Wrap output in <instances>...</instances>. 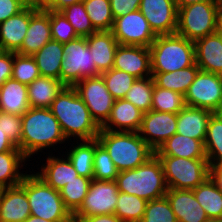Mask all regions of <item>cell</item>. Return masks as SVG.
<instances>
[{
  "label": "cell",
  "mask_w": 222,
  "mask_h": 222,
  "mask_svg": "<svg viewBox=\"0 0 222 222\" xmlns=\"http://www.w3.org/2000/svg\"><path fill=\"white\" fill-rule=\"evenodd\" d=\"M185 106L186 103L184 95L155 85L151 110L177 114Z\"/></svg>",
  "instance_id": "cell-39"
},
{
  "label": "cell",
  "mask_w": 222,
  "mask_h": 222,
  "mask_svg": "<svg viewBox=\"0 0 222 222\" xmlns=\"http://www.w3.org/2000/svg\"><path fill=\"white\" fill-rule=\"evenodd\" d=\"M52 40L50 10H37L31 17L21 48L16 52L33 56L46 43Z\"/></svg>",
  "instance_id": "cell-19"
},
{
  "label": "cell",
  "mask_w": 222,
  "mask_h": 222,
  "mask_svg": "<svg viewBox=\"0 0 222 222\" xmlns=\"http://www.w3.org/2000/svg\"><path fill=\"white\" fill-rule=\"evenodd\" d=\"M79 2H83V0H55L54 3L47 10L61 11L65 7Z\"/></svg>",
  "instance_id": "cell-53"
},
{
  "label": "cell",
  "mask_w": 222,
  "mask_h": 222,
  "mask_svg": "<svg viewBox=\"0 0 222 222\" xmlns=\"http://www.w3.org/2000/svg\"><path fill=\"white\" fill-rule=\"evenodd\" d=\"M39 77L40 73L34 57L14 52L12 79L29 85Z\"/></svg>",
  "instance_id": "cell-43"
},
{
  "label": "cell",
  "mask_w": 222,
  "mask_h": 222,
  "mask_svg": "<svg viewBox=\"0 0 222 222\" xmlns=\"http://www.w3.org/2000/svg\"><path fill=\"white\" fill-rule=\"evenodd\" d=\"M60 12L70 22L79 37H88L97 32L88 17L83 2L67 6Z\"/></svg>",
  "instance_id": "cell-40"
},
{
  "label": "cell",
  "mask_w": 222,
  "mask_h": 222,
  "mask_svg": "<svg viewBox=\"0 0 222 222\" xmlns=\"http://www.w3.org/2000/svg\"><path fill=\"white\" fill-rule=\"evenodd\" d=\"M219 10L218 11H222V0L219 1Z\"/></svg>",
  "instance_id": "cell-61"
},
{
  "label": "cell",
  "mask_w": 222,
  "mask_h": 222,
  "mask_svg": "<svg viewBox=\"0 0 222 222\" xmlns=\"http://www.w3.org/2000/svg\"><path fill=\"white\" fill-rule=\"evenodd\" d=\"M192 191L208 218L222 219V191L210 177Z\"/></svg>",
  "instance_id": "cell-33"
},
{
  "label": "cell",
  "mask_w": 222,
  "mask_h": 222,
  "mask_svg": "<svg viewBox=\"0 0 222 222\" xmlns=\"http://www.w3.org/2000/svg\"><path fill=\"white\" fill-rule=\"evenodd\" d=\"M119 190L116 181L91 180L87 195L73 214V221L92 215L114 214Z\"/></svg>",
  "instance_id": "cell-11"
},
{
  "label": "cell",
  "mask_w": 222,
  "mask_h": 222,
  "mask_svg": "<svg viewBox=\"0 0 222 222\" xmlns=\"http://www.w3.org/2000/svg\"><path fill=\"white\" fill-rule=\"evenodd\" d=\"M217 32L222 35V11L217 14Z\"/></svg>",
  "instance_id": "cell-56"
},
{
  "label": "cell",
  "mask_w": 222,
  "mask_h": 222,
  "mask_svg": "<svg viewBox=\"0 0 222 222\" xmlns=\"http://www.w3.org/2000/svg\"><path fill=\"white\" fill-rule=\"evenodd\" d=\"M50 28L52 40L62 44L79 37L73 26L60 11L50 10Z\"/></svg>",
  "instance_id": "cell-45"
},
{
  "label": "cell",
  "mask_w": 222,
  "mask_h": 222,
  "mask_svg": "<svg viewBox=\"0 0 222 222\" xmlns=\"http://www.w3.org/2000/svg\"><path fill=\"white\" fill-rule=\"evenodd\" d=\"M143 112L131 102L123 99L114 101L110 116L101 126L103 130L138 132L143 119Z\"/></svg>",
  "instance_id": "cell-22"
},
{
  "label": "cell",
  "mask_w": 222,
  "mask_h": 222,
  "mask_svg": "<svg viewBox=\"0 0 222 222\" xmlns=\"http://www.w3.org/2000/svg\"><path fill=\"white\" fill-rule=\"evenodd\" d=\"M97 140L106 149L119 172L135 169L154 155V151L138 132L100 129Z\"/></svg>",
  "instance_id": "cell-4"
},
{
  "label": "cell",
  "mask_w": 222,
  "mask_h": 222,
  "mask_svg": "<svg viewBox=\"0 0 222 222\" xmlns=\"http://www.w3.org/2000/svg\"><path fill=\"white\" fill-rule=\"evenodd\" d=\"M55 0H31V6L37 10H47Z\"/></svg>",
  "instance_id": "cell-55"
},
{
  "label": "cell",
  "mask_w": 222,
  "mask_h": 222,
  "mask_svg": "<svg viewBox=\"0 0 222 222\" xmlns=\"http://www.w3.org/2000/svg\"><path fill=\"white\" fill-rule=\"evenodd\" d=\"M2 189H3V188H0V197H1V195H2Z\"/></svg>",
  "instance_id": "cell-62"
},
{
  "label": "cell",
  "mask_w": 222,
  "mask_h": 222,
  "mask_svg": "<svg viewBox=\"0 0 222 222\" xmlns=\"http://www.w3.org/2000/svg\"><path fill=\"white\" fill-rule=\"evenodd\" d=\"M165 197L178 222H204L208 219L192 190L168 189Z\"/></svg>",
  "instance_id": "cell-20"
},
{
  "label": "cell",
  "mask_w": 222,
  "mask_h": 222,
  "mask_svg": "<svg viewBox=\"0 0 222 222\" xmlns=\"http://www.w3.org/2000/svg\"><path fill=\"white\" fill-rule=\"evenodd\" d=\"M29 172L25 175V192L31 215L51 222H74L60 192L50 187L35 172Z\"/></svg>",
  "instance_id": "cell-6"
},
{
  "label": "cell",
  "mask_w": 222,
  "mask_h": 222,
  "mask_svg": "<svg viewBox=\"0 0 222 222\" xmlns=\"http://www.w3.org/2000/svg\"><path fill=\"white\" fill-rule=\"evenodd\" d=\"M141 0H110L114 19L131 11L139 10Z\"/></svg>",
  "instance_id": "cell-47"
},
{
  "label": "cell",
  "mask_w": 222,
  "mask_h": 222,
  "mask_svg": "<svg viewBox=\"0 0 222 222\" xmlns=\"http://www.w3.org/2000/svg\"><path fill=\"white\" fill-rule=\"evenodd\" d=\"M0 127L6 133L11 143L21 150V132L22 118L21 115L5 113L0 111Z\"/></svg>",
  "instance_id": "cell-46"
},
{
  "label": "cell",
  "mask_w": 222,
  "mask_h": 222,
  "mask_svg": "<svg viewBox=\"0 0 222 222\" xmlns=\"http://www.w3.org/2000/svg\"><path fill=\"white\" fill-rule=\"evenodd\" d=\"M219 5L216 3H195L178 10L176 33L195 42L217 31V14Z\"/></svg>",
  "instance_id": "cell-9"
},
{
  "label": "cell",
  "mask_w": 222,
  "mask_h": 222,
  "mask_svg": "<svg viewBox=\"0 0 222 222\" xmlns=\"http://www.w3.org/2000/svg\"><path fill=\"white\" fill-rule=\"evenodd\" d=\"M177 131V114L150 110L143 114L139 136L155 152Z\"/></svg>",
  "instance_id": "cell-14"
},
{
  "label": "cell",
  "mask_w": 222,
  "mask_h": 222,
  "mask_svg": "<svg viewBox=\"0 0 222 222\" xmlns=\"http://www.w3.org/2000/svg\"><path fill=\"white\" fill-rule=\"evenodd\" d=\"M156 156H174L186 159H207L204 144L197 139L175 133L157 151Z\"/></svg>",
  "instance_id": "cell-26"
},
{
  "label": "cell",
  "mask_w": 222,
  "mask_h": 222,
  "mask_svg": "<svg viewBox=\"0 0 222 222\" xmlns=\"http://www.w3.org/2000/svg\"><path fill=\"white\" fill-rule=\"evenodd\" d=\"M30 215L24 177L19 185L2 189L0 222H24Z\"/></svg>",
  "instance_id": "cell-18"
},
{
  "label": "cell",
  "mask_w": 222,
  "mask_h": 222,
  "mask_svg": "<svg viewBox=\"0 0 222 222\" xmlns=\"http://www.w3.org/2000/svg\"><path fill=\"white\" fill-rule=\"evenodd\" d=\"M61 157L52 156V153L51 155L48 154L46 165L43 164L40 171L36 172L50 187L57 191H60L66 183L79 176L68 157L65 155V158L63 155Z\"/></svg>",
  "instance_id": "cell-25"
},
{
  "label": "cell",
  "mask_w": 222,
  "mask_h": 222,
  "mask_svg": "<svg viewBox=\"0 0 222 222\" xmlns=\"http://www.w3.org/2000/svg\"><path fill=\"white\" fill-rule=\"evenodd\" d=\"M26 5L20 0H0V23L18 14Z\"/></svg>",
  "instance_id": "cell-49"
},
{
  "label": "cell",
  "mask_w": 222,
  "mask_h": 222,
  "mask_svg": "<svg viewBox=\"0 0 222 222\" xmlns=\"http://www.w3.org/2000/svg\"><path fill=\"white\" fill-rule=\"evenodd\" d=\"M37 11L26 6L18 14L0 23V51L17 52L24 41L30 17Z\"/></svg>",
  "instance_id": "cell-17"
},
{
  "label": "cell",
  "mask_w": 222,
  "mask_h": 222,
  "mask_svg": "<svg viewBox=\"0 0 222 222\" xmlns=\"http://www.w3.org/2000/svg\"><path fill=\"white\" fill-rule=\"evenodd\" d=\"M204 149L209 166L222 164V120L215 113L207 124Z\"/></svg>",
  "instance_id": "cell-34"
},
{
  "label": "cell",
  "mask_w": 222,
  "mask_h": 222,
  "mask_svg": "<svg viewBox=\"0 0 222 222\" xmlns=\"http://www.w3.org/2000/svg\"><path fill=\"white\" fill-rule=\"evenodd\" d=\"M199 70L197 64L194 63L192 66L171 73H152V77L157 87L185 95Z\"/></svg>",
  "instance_id": "cell-31"
},
{
  "label": "cell",
  "mask_w": 222,
  "mask_h": 222,
  "mask_svg": "<svg viewBox=\"0 0 222 222\" xmlns=\"http://www.w3.org/2000/svg\"><path fill=\"white\" fill-rule=\"evenodd\" d=\"M29 108L27 85L8 79L0 87V111L23 115Z\"/></svg>",
  "instance_id": "cell-28"
},
{
  "label": "cell",
  "mask_w": 222,
  "mask_h": 222,
  "mask_svg": "<svg viewBox=\"0 0 222 222\" xmlns=\"http://www.w3.org/2000/svg\"><path fill=\"white\" fill-rule=\"evenodd\" d=\"M73 88L88 107L92 118L101 127L109 118L115 101L102 76L84 78Z\"/></svg>",
  "instance_id": "cell-10"
},
{
  "label": "cell",
  "mask_w": 222,
  "mask_h": 222,
  "mask_svg": "<svg viewBox=\"0 0 222 222\" xmlns=\"http://www.w3.org/2000/svg\"><path fill=\"white\" fill-rule=\"evenodd\" d=\"M140 222H178L166 197L147 201Z\"/></svg>",
  "instance_id": "cell-44"
},
{
  "label": "cell",
  "mask_w": 222,
  "mask_h": 222,
  "mask_svg": "<svg viewBox=\"0 0 222 222\" xmlns=\"http://www.w3.org/2000/svg\"><path fill=\"white\" fill-rule=\"evenodd\" d=\"M22 118L21 152L27 159L67 141L60 123L49 108L30 107ZM55 144V145H54ZM32 155V156H31Z\"/></svg>",
  "instance_id": "cell-2"
},
{
  "label": "cell",
  "mask_w": 222,
  "mask_h": 222,
  "mask_svg": "<svg viewBox=\"0 0 222 222\" xmlns=\"http://www.w3.org/2000/svg\"><path fill=\"white\" fill-rule=\"evenodd\" d=\"M204 222H222V219H215V218H208L206 221Z\"/></svg>",
  "instance_id": "cell-59"
},
{
  "label": "cell",
  "mask_w": 222,
  "mask_h": 222,
  "mask_svg": "<svg viewBox=\"0 0 222 222\" xmlns=\"http://www.w3.org/2000/svg\"><path fill=\"white\" fill-rule=\"evenodd\" d=\"M100 75L115 100L125 98L132 84L137 80L133 75L114 68Z\"/></svg>",
  "instance_id": "cell-42"
},
{
  "label": "cell",
  "mask_w": 222,
  "mask_h": 222,
  "mask_svg": "<svg viewBox=\"0 0 222 222\" xmlns=\"http://www.w3.org/2000/svg\"><path fill=\"white\" fill-rule=\"evenodd\" d=\"M24 222H51V221L30 215Z\"/></svg>",
  "instance_id": "cell-57"
},
{
  "label": "cell",
  "mask_w": 222,
  "mask_h": 222,
  "mask_svg": "<svg viewBox=\"0 0 222 222\" xmlns=\"http://www.w3.org/2000/svg\"><path fill=\"white\" fill-rule=\"evenodd\" d=\"M139 11L156 35L176 33L178 9L175 0H141Z\"/></svg>",
  "instance_id": "cell-15"
},
{
  "label": "cell",
  "mask_w": 222,
  "mask_h": 222,
  "mask_svg": "<svg viewBox=\"0 0 222 222\" xmlns=\"http://www.w3.org/2000/svg\"><path fill=\"white\" fill-rule=\"evenodd\" d=\"M209 177L222 191V164L209 166Z\"/></svg>",
  "instance_id": "cell-51"
},
{
  "label": "cell",
  "mask_w": 222,
  "mask_h": 222,
  "mask_svg": "<svg viewBox=\"0 0 222 222\" xmlns=\"http://www.w3.org/2000/svg\"><path fill=\"white\" fill-rule=\"evenodd\" d=\"M40 76L51 77L60 80L61 63L63 62V44L50 40L38 52L33 55Z\"/></svg>",
  "instance_id": "cell-29"
},
{
  "label": "cell",
  "mask_w": 222,
  "mask_h": 222,
  "mask_svg": "<svg viewBox=\"0 0 222 222\" xmlns=\"http://www.w3.org/2000/svg\"><path fill=\"white\" fill-rule=\"evenodd\" d=\"M115 181L119 192L146 201L165 197L168 191L162 164L155 154L135 169L120 171Z\"/></svg>",
  "instance_id": "cell-3"
},
{
  "label": "cell",
  "mask_w": 222,
  "mask_h": 222,
  "mask_svg": "<svg viewBox=\"0 0 222 222\" xmlns=\"http://www.w3.org/2000/svg\"><path fill=\"white\" fill-rule=\"evenodd\" d=\"M7 151H21L19 148H16L11 141L8 139L6 133L0 127V153Z\"/></svg>",
  "instance_id": "cell-52"
},
{
  "label": "cell",
  "mask_w": 222,
  "mask_h": 222,
  "mask_svg": "<svg viewBox=\"0 0 222 222\" xmlns=\"http://www.w3.org/2000/svg\"><path fill=\"white\" fill-rule=\"evenodd\" d=\"M184 97L186 106L214 113L222 105V75L199 70Z\"/></svg>",
  "instance_id": "cell-12"
},
{
  "label": "cell",
  "mask_w": 222,
  "mask_h": 222,
  "mask_svg": "<svg viewBox=\"0 0 222 222\" xmlns=\"http://www.w3.org/2000/svg\"><path fill=\"white\" fill-rule=\"evenodd\" d=\"M111 32L119 45L150 47L157 37L139 10L115 18Z\"/></svg>",
  "instance_id": "cell-13"
},
{
  "label": "cell",
  "mask_w": 222,
  "mask_h": 222,
  "mask_svg": "<svg viewBox=\"0 0 222 222\" xmlns=\"http://www.w3.org/2000/svg\"><path fill=\"white\" fill-rule=\"evenodd\" d=\"M212 114L208 109L185 106L177 113L176 133L200 140L204 144L207 124Z\"/></svg>",
  "instance_id": "cell-24"
},
{
  "label": "cell",
  "mask_w": 222,
  "mask_h": 222,
  "mask_svg": "<svg viewBox=\"0 0 222 222\" xmlns=\"http://www.w3.org/2000/svg\"><path fill=\"white\" fill-rule=\"evenodd\" d=\"M22 1L26 6H31V0H20Z\"/></svg>",
  "instance_id": "cell-60"
},
{
  "label": "cell",
  "mask_w": 222,
  "mask_h": 222,
  "mask_svg": "<svg viewBox=\"0 0 222 222\" xmlns=\"http://www.w3.org/2000/svg\"><path fill=\"white\" fill-rule=\"evenodd\" d=\"M90 178L77 176L74 180L66 183V185L59 191L60 196L66 208L73 215L83 203L87 195L90 183Z\"/></svg>",
  "instance_id": "cell-37"
},
{
  "label": "cell",
  "mask_w": 222,
  "mask_h": 222,
  "mask_svg": "<svg viewBox=\"0 0 222 222\" xmlns=\"http://www.w3.org/2000/svg\"><path fill=\"white\" fill-rule=\"evenodd\" d=\"M149 48L152 73H171L195 63L194 42L177 33L157 35Z\"/></svg>",
  "instance_id": "cell-5"
},
{
  "label": "cell",
  "mask_w": 222,
  "mask_h": 222,
  "mask_svg": "<svg viewBox=\"0 0 222 222\" xmlns=\"http://www.w3.org/2000/svg\"><path fill=\"white\" fill-rule=\"evenodd\" d=\"M14 52L0 51V87L12 78Z\"/></svg>",
  "instance_id": "cell-48"
},
{
  "label": "cell",
  "mask_w": 222,
  "mask_h": 222,
  "mask_svg": "<svg viewBox=\"0 0 222 222\" xmlns=\"http://www.w3.org/2000/svg\"><path fill=\"white\" fill-rule=\"evenodd\" d=\"M27 161L31 160H28L21 151L0 153V188L19 185L25 175L29 173L27 170L25 173L21 171Z\"/></svg>",
  "instance_id": "cell-30"
},
{
  "label": "cell",
  "mask_w": 222,
  "mask_h": 222,
  "mask_svg": "<svg viewBox=\"0 0 222 222\" xmlns=\"http://www.w3.org/2000/svg\"><path fill=\"white\" fill-rule=\"evenodd\" d=\"M75 222H124L115 214L92 215L83 217Z\"/></svg>",
  "instance_id": "cell-50"
},
{
  "label": "cell",
  "mask_w": 222,
  "mask_h": 222,
  "mask_svg": "<svg viewBox=\"0 0 222 222\" xmlns=\"http://www.w3.org/2000/svg\"><path fill=\"white\" fill-rule=\"evenodd\" d=\"M165 175L168 189L193 190L209 177L207 159H186L174 156H157Z\"/></svg>",
  "instance_id": "cell-7"
},
{
  "label": "cell",
  "mask_w": 222,
  "mask_h": 222,
  "mask_svg": "<svg viewBox=\"0 0 222 222\" xmlns=\"http://www.w3.org/2000/svg\"><path fill=\"white\" fill-rule=\"evenodd\" d=\"M72 148L67 150L68 159L71 161L74 169L78 172L79 176L93 179L94 166L93 158L95 152V139L94 140H79L73 141ZM73 144H75L73 146Z\"/></svg>",
  "instance_id": "cell-32"
},
{
  "label": "cell",
  "mask_w": 222,
  "mask_h": 222,
  "mask_svg": "<svg viewBox=\"0 0 222 222\" xmlns=\"http://www.w3.org/2000/svg\"><path fill=\"white\" fill-rule=\"evenodd\" d=\"M219 1L220 0H175V3H176L177 9L179 10L180 8H183L185 6L195 4V3L207 2V3L219 4Z\"/></svg>",
  "instance_id": "cell-54"
},
{
  "label": "cell",
  "mask_w": 222,
  "mask_h": 222,
  "mask_svg": "<svg viewBox=\"0 0 222 222\" xmlns=\"http://www.w3.org/2000/svg\"><path fill=\"white\" fill-rule=\"evenodd\" d=\"M194 45L199 69L222 75V35L216 31L196 40Z\"/></svg>",
  "instance_id": "cell-21"
},
{
  "label": "cell",
  "mask_w": 222,
  "mask_h": 222,
  "mask_svg": "<svg viewBox=\"0 0 222 222\" xmlns=\"http://www.w3.org/2000/svg\"><path fill=\"white\" fill-rule=\"evenodd\" d=\"M66 86L55 78L40 76L27 85L28 102L32 108H50Z\"/></svg>",
  "instance_id": "cell-27"
},
{
  "label": "cell",
  "mask_w": 222,
  "mask_h": 222,
  "mask_svg": "<svg viewBox=\"0 0 222 222\" xmlns=\"http://www.w3.org/2000/svg\"><path fill=\"white\" fill-rule=\"evenodd\" d=\"M66 139L94 140L101 127L92 118L88 107L73 87H65L50 106ZM71 138V139H70Z\"/></svg>",
  "instance_id": "cell-1"
},
{
  "label": "cell",
  "mask_w": 222,
  "mask_h": 222,
  "mask_svg": "<svg viewBox=\"0 0 222 222\" xmlns=\"http://www.w3.org/2000/svg\"><path fill=\"white\" fill-rule=\"evenodd\" d=\"M146 204L147 201L143 198L119 192L114 214L124 222H140Z\"/></svg>",
  "instance_id": "cell-36"
},
{
  "label": "cell",
  "mask_w": 222,
  "mask_h": 222,
  "mask_svg": "<svg viewBox=\"0 0 222 222\" xmlns=\"http://www.w3.org/2000/svg\"><path fill=\"white\" fill-rule=\"evenodd\" d=\"M64 58L61 63L60 81L67 87H73L84 78L97 76L86 37H77L63 44Z\"/></svg>",
  "instance_id": "cell-8"
},
{
  "label": "cell",
  "mask_w": 222,
  "mask_h": 222,
  "mask_svg": "<svg viewBox=\"0 0 222 222\" xmlns=\"http://www.w3.org/2000/svg\"><path fill=\"white\" fill-rule=\"evenodd\" d=\"M214 113L222 120V105Z\"/></svg>",
  "instance_id": "cell-58"
},
{
  "label": "cell",
  "mask_w": 222,
  "mask_h": 222,
  "mask_svg": "<svg viewBox=\"0 0 222 222\" xmlns=\"http://www.w3.org/2000/svg\"><path fill=\"white\" fill-rule=\"evenodd\" d=\"M86 12L94 29L111 31L114 23L110 0H83Z\"/></svg>",
  "instance_id": "cell-35"
},
{
  "label": "cell",
  "mask_w": 222,
  "mask_h": 222,
  "mask_svg": "<svg viewBox=\"0 0 222 222\" xmlns=\"http://www.w3.org/2000/svg\"><path fill=\"white\" fill-rule=\"evenodd\" d=\"M93 179L98 181H113L118 176L114 162L106 149L95 139V152L93 158Z\"/></svg>",
  "instance_id": "cell-41"
},
{
  "label": "cell",
  "mask_w": 222,
  "mask_h": 222,
  "mask_svg": "<svg viewBox=\"0 0 222 222\" xmlns=\"http://www.w3.org/2000/svg\"><path fill=\"white\" fill-rule=\"evenodd\" d=\"M154 87L155 82L152 76L137 79L127 92L125 99L135 105L143 113H147L152 108Z\"/></svg>",
  "instance_id": "cell-38"
},
{
  "label": "cell",
  "mask_w": 222,
  "mask_h": 222,
  "mask_svg": "<svg viewBox=\"0 0 222 222\" xmlns=\"http://www.w3.org/2000/svg\"><path fill=\"white\" fill-rule=\"evenodd\" d=\"M112 68L124 71L137 79L152 76L150 48L119 45L115 51Z\"/></svg>",
  "instance_id": "cell-16"
},
{
  "label": "cell",
  "mask_w": 222,
  "mask_h": 222,
  "mask_svg": "<svg viewBox=\"0 0 222 222\" xmlns=\"http://www.w3.org/2000/svg\"><path fill=\"white\" fill-rule=\"evenodd\" d=\"M93 62L97 68V76L109 71L114 64V55L119 43L111 31H98L86 37Z\"/></svg>",
  "instance_id": "cell-23"
}]
</instances>
